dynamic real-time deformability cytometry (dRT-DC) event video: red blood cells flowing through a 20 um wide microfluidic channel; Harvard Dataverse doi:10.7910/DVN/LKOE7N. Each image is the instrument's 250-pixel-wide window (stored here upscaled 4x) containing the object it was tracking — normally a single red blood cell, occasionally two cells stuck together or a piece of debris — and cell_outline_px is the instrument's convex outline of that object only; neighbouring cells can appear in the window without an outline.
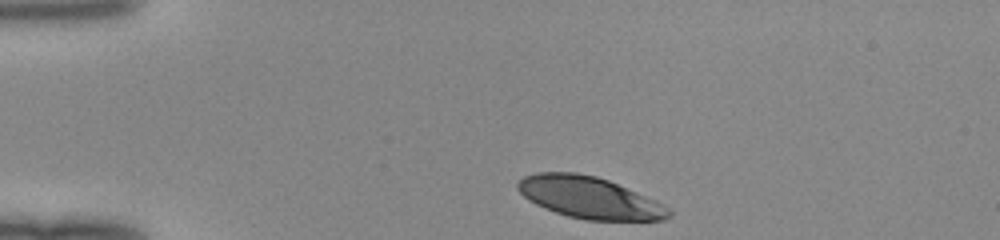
{"species": "human", "species_latin": "Homo sapiens", "temperature_condition": "room temperature", "stored_images_in_passage": 32, "camera_frame_rate_fps": 3000, "um_per_image_px": 0.085, "donor": {"sex": "female"}, "frame": {"image": 1, "passage_image": 1, "time_ms": 0.0, "image_size_px": [1000, 240], "cell_outline_px": [[672, 216], [664, 220], [584, 220], [568, 216], [544, 208], [528, 200], [516, 188], [516, 184], [524, 176], [536, 172], [576, 172], [596, 176], [608, 180], [664, 204], [672, 212]], "centroid_in_image_um": [50.09, 16.79], "position_along_channel_um": 34.9, "area_um2": 36.65}}
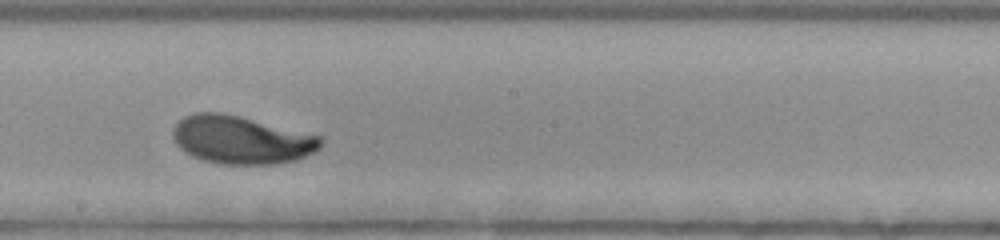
{"frame": {"image": 2, "passage_image": 19, "time_ms": 6.0, "image_size_px": [1000, 240], "cell_outline_px": [[324, 140], [320, 148], [296, 160], [276, 164], [220, 164], [204, 160], [192, 156], [184, 152], [176, 144], [172, 136], [172, 128], [184, 116], [196, 112], [220, 112], [240, 116], [320, 136]], "centroid_in_image_um": [20.48, 11.88], "position_along_channel_um": 227.7, "area_um2": 41.38}}
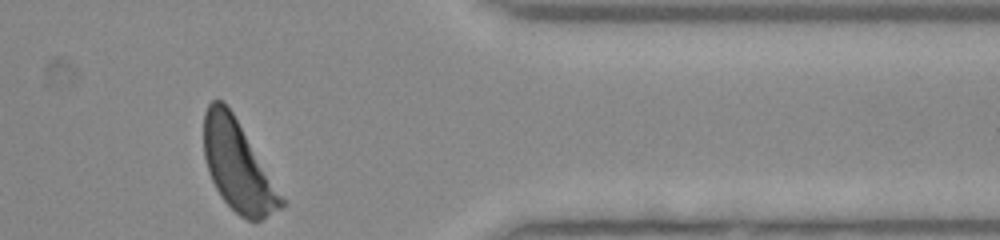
{"frame": {"image": 3, "passage_image": 32, "time_ms": 10.333, "image_size_px": [1000, 240], "cell_outline_px": [[284, 204], [280, 208], [260, 220], [248, 220], [240, 216], [220, 196], [208, 172], [204, 156], [204, 112], [208, 104], [212, 100], [224, 100], [232, 112], [284, 200]], "centroid_in_image_um": [20.16, 14.09], "position_along_channel_um": 391.2, "area_um2": 39.54}}